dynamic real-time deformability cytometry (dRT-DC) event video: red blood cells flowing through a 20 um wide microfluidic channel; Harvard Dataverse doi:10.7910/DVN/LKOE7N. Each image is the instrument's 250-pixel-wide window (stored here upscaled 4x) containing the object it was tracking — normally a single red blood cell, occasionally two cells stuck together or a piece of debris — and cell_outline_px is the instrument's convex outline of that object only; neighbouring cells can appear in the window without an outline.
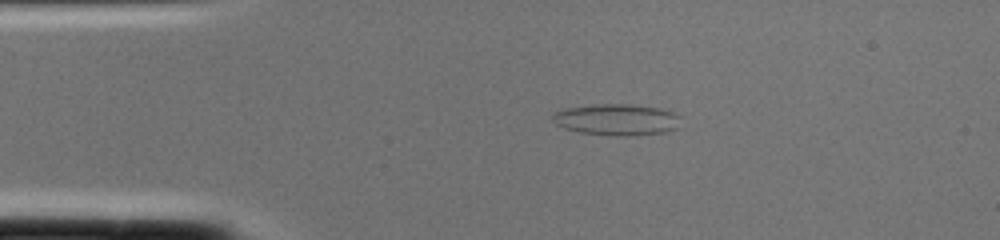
{"species": "common noctule bat (a hibernating species)", "species_latin": "Nyctalus noctula", "temperature_condition": "cold", "stored_images_in_passage": 1, "camera_frame_rate_fps": 3000, "um_per_image_px": 0.085, "animal": {"sex": "female", "body_mass_g": 22.0, "forearm_length_mm": 56.7}, "frame": {"image": 1, "passage_image": 1, "time_ms": 0.0, "image_size_px": [1000, 240], "cell_outline_px": [[680, 128], [668, 132], [632, 136], [616, 136], [580, 132], [564, 128], [556, 124], [552, 120], [552, 116], [556, 112], [564, 108], [596, 104], [628, 104], [660, 108], [672, 112], [680, 116]], "centroid_in_image_um": [52.47, 10.18], "position_along_channel_um": 32.5, "area_um2": 23.7}}